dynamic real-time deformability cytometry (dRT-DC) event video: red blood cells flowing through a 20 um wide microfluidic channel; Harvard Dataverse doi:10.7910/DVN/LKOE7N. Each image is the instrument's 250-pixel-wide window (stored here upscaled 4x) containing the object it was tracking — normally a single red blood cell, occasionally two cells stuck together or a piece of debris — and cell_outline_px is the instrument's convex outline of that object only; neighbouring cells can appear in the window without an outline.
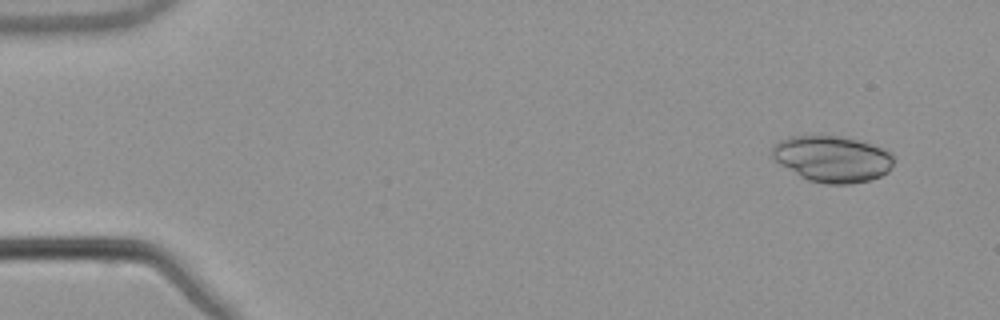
{"species": "common noctule bat (a hibernating species)", "species_latin": "Nyctalus noctula", "temperature_condition": "warm", "stored_images_in_passage": 52, "camera_frame_rate_fps": 3000, "um_per_image_px": 0.085, "animal": {"sex": "male", "body_mass_g": 21.5, "forearm_length_mm": 52.0}, "frame": {"image": 1, "passage_image": 3, "time_ms": 0.667, "image_size_px": [1000, 320], "cell_outline_px": [[892, 164], [888, 172], [880, 176], [868, 180], [852, 184], [824, 184], [808, 180], [800, 176], [780, 164], [772, 156], [772, 144], [788, 136], [820, 132], [840, 136], [856, 140], [884, 148], [892, 152]], "centroid_in_image_um": [70.7, 13.46], "position_along_channel_um": 14.3, "area_um2": 33.47}}
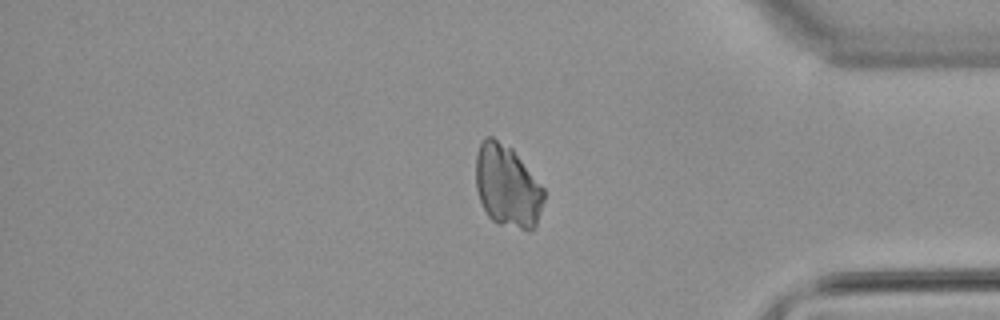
{"frame": {"image": 2, "passage_image": 44, "time_ms": 14.333, "image_size_px": [1000, 320], "cell_outline_px": [[544, 200], [536, 224], [528, 232], [496, 224], [488, 216], [480, 200], [476, 188], [476, 152], [484, 136], [492, 136], [512, 148], [544, 188]], "centroid_in_image_um": [43.11, 15.83], "position_along_channel_um": 392.1, "area_um2": 32.95}}
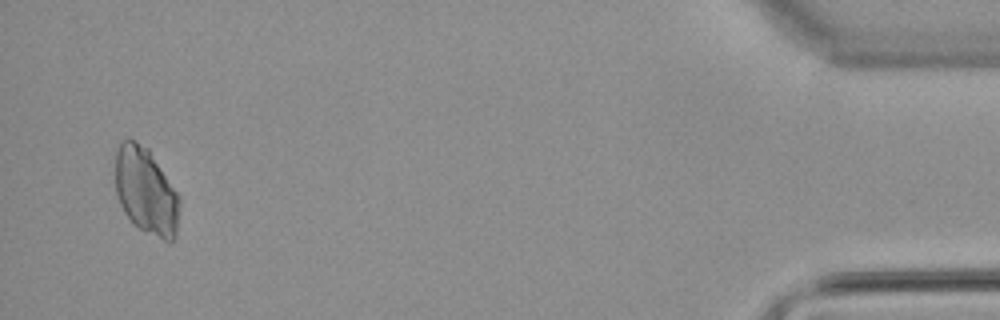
{"frame": {"image": 3, "passage_image": 51, "time_ms": 16.667, "image_size_px": [1000, 320], "cell_outline_px": [[180, 200], [176, 236], [172, 240], [164, 240], [132, 224], [124, 212], [120, 204], [116, 192], [116, 152], [120, 144], [128, 136], [136, 140], [148, 148], [176, 192]], "centroid_in_image_um": [12.39, 16.22], "position_along_channel_um": 422.8, "area_um2": 32.14}}